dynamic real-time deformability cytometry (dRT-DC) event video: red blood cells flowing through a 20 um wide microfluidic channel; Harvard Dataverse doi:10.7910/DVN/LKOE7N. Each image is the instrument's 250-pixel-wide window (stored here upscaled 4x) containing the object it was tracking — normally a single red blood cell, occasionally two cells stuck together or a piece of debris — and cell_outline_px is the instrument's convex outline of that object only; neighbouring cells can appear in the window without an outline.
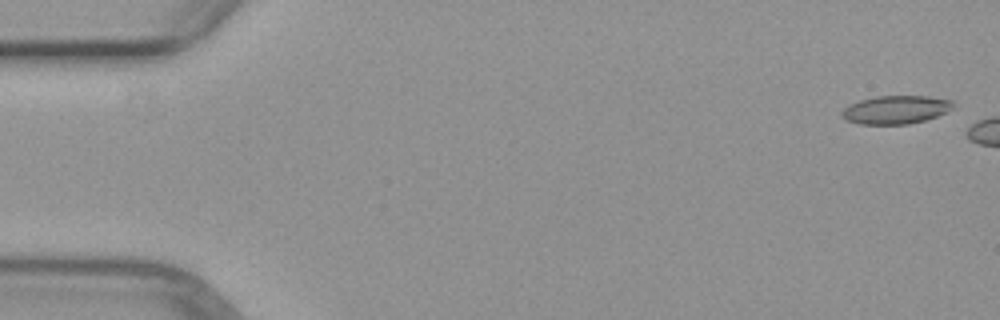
{"species": "common noctule bat (a hibernating species)", "species_latin": "Nyctalus noctula", "temperature_condition": "warm", "stored_images_in_passage": 3, "segment_of_instrument_passage": [2, 2], "camera_frame_rate_fps": 3000, "um_per_image_px": 0.085, "animal": {"sex": "female", "body_mass_g": 29.2, "forearm_length_mm": 56.3}, "frame": {"image": 1, "passage_image": 3, "time_ms": 3.0, "image_size_px": [1000, 320], "cell_outline_px": [[956, 104], [948, 112], [924, 120], [908, 124], [860, 124], [844, 120], [840, 116], [840, 112], [848, 104], [860, 100], [876, 96], [928, 96], [952, 100]], "centroid_in_image_um": [76.12, 9.32], "position_along_channel_um": 8.9, "area_um2": 18.55}}